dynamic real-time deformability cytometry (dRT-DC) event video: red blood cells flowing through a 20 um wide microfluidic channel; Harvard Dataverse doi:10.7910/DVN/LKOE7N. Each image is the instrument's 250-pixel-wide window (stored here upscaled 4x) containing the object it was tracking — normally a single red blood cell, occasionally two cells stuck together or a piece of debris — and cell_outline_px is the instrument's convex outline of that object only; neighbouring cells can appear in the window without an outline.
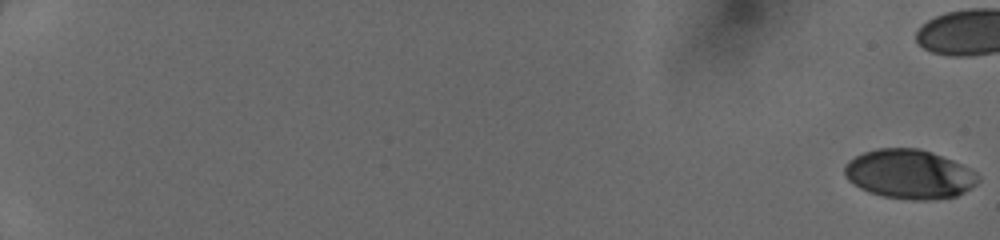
{"species": "human", "species_latin": "Homo sapiens", "temperature_condition": "cold", "stored_images_in_passage": 44, "camera_frame_rate_fps": 3000, "um_per_image_px": 0.085, "donor": {"sex": "female"}, "frame": {"image": 1, "passage_image": 1, "time_ms": 0.0, "image_size_px": [1000, 240], "cell_outline_px": [[980, 180], [972, 188], [956, 196], [936, 200], [908, 200], [884, 196], [868, 192], [860, 188], [848, 180], [844, 176], [844, 164], [848, 160], [864, 152], [876, 148], [920, 148], [932, 152], [952, 160], [976, 172], [980, 176]], "centroid_in_image_um": [77.29, 14.81], "position_along_channel_um": 7.7, "area_um2": 38.61}}
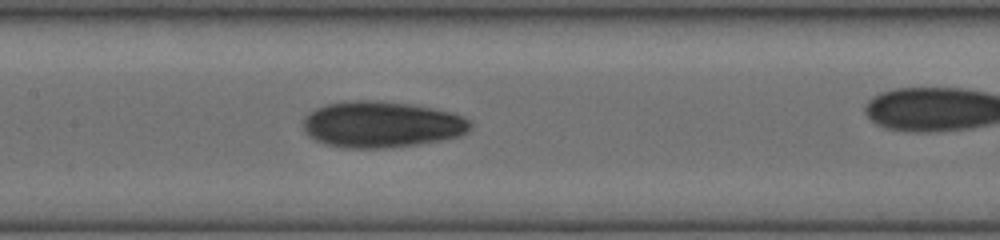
{"frame": {"image": 2, "passage_image": 29, "time_ms": 9.333, "image_size_px": [1000, 240], "cell_outline_px": [[472, 128], [468, 132], [460, 136], [440, 140], [392, 148], [344, 148], [324, 144], [308, 136], [304, 132], [304, 116], [308, 112], [316, 108], [328, 104], [360, 100], [376, 100], [408, 104], [448, 112], [472, 120]], "centroid_in_image_um": [32.41, 10.59], "position_along_channel_um": 175.0, "area_um2": 44.97}}
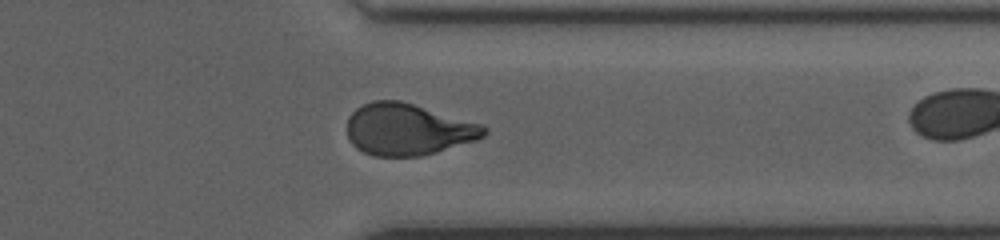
{"frame": {"image": 3, "passage_image": 43, "time_ms": 14.0, "image_size_px": [1000, 240], "cell_outline_px": [[488, 132], [484, 136], [476, 140], [436, 152], [420, 156], [372, 156], [356, 148], [348, 140], [348, 116], [356, 108], [372, 100], [400, 100], [484, 124], [488, 128]], "centroid_in_image_um": [34.68, 10.99], "position_along_channel_um": 376.7, "area_um2": 41.5}}